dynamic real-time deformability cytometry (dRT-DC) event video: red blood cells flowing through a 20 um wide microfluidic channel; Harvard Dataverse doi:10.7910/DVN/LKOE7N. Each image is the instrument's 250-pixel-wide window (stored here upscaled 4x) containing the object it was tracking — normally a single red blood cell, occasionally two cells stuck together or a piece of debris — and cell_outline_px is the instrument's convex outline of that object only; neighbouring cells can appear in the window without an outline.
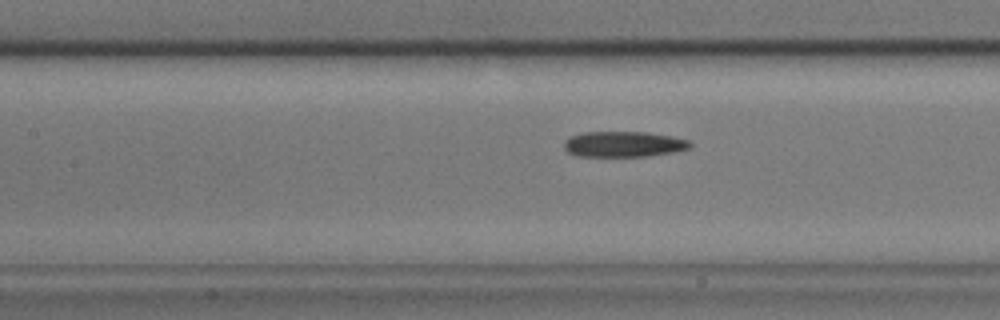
{"species": "common noctule bat (a hibernating species)", "species_latin": "Nyctalus noctula", "temperature_condition": "cold", "stored_images_in_passage": 43, "camera_frame_rate_fps": 3000, "um_per_image_px": 0.085, "animal": {"sex": "male", "body_mass_g": 17.9}, "frame": {"image": 1, "passage_image": 14, "time_ms": 4.333, "image_size_px": [1000, 320], "cell_outline_px": [[692, 144], [688, 148], [672, 152], [648, 156], [580, 156], [568, 152], [564, 148], [564, 140], [568, 136], [584, 132], [644, 132], [672, 136], [688, 140]], "centroid_in_image_um": [52.96, 12.25], "position_along_channel_um": 154.4, "area_um2": 18.73}}
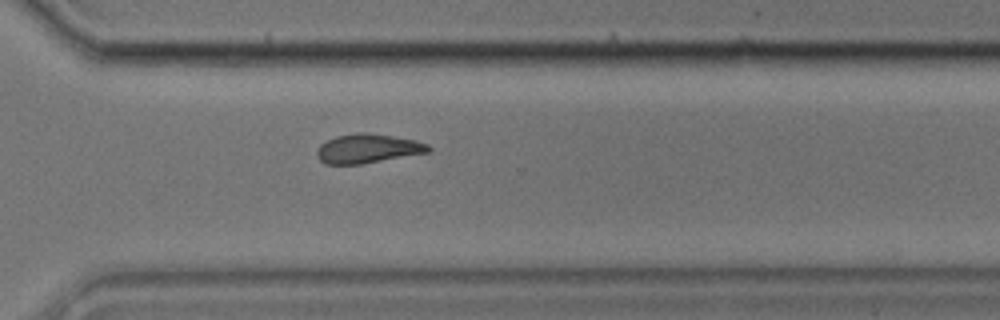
{"frame": {"image": 2, "passage_image": 30, "time_ms": 9.667, "image_size_px": [1000, 320], "cell_outline_px": [[432, 152], [360, 164], [324, 164], [316, 156], [316, 152], [320, 144], [336, 136], [356, 132], [364, 132], [392, 136], [416, 140], [428, 144], [432, 148]], "centroid_in_image_um": [31.28, 12.63], "position_along_channel_um": 339.3, "area_um2": 19.07}}
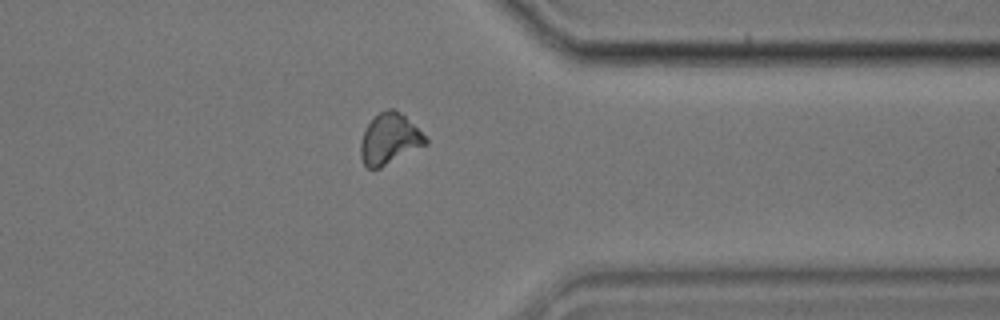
{"frame": {"image": 3, "passage_image": 34, "time_ms": 11.0, "image_size_px": [1000, 320], "cell_outline_px": [[428, 144], [380, 168], [368, 168], [364, 164], [360, 156], [360, 144], [364, 128], [380, 112], [388, 108], [396, 108], [428, 140]], "centroid_in_image_um": [33.08, 11.82], "position_along_channel_um": 378.3, "area_um2": 19.02}}